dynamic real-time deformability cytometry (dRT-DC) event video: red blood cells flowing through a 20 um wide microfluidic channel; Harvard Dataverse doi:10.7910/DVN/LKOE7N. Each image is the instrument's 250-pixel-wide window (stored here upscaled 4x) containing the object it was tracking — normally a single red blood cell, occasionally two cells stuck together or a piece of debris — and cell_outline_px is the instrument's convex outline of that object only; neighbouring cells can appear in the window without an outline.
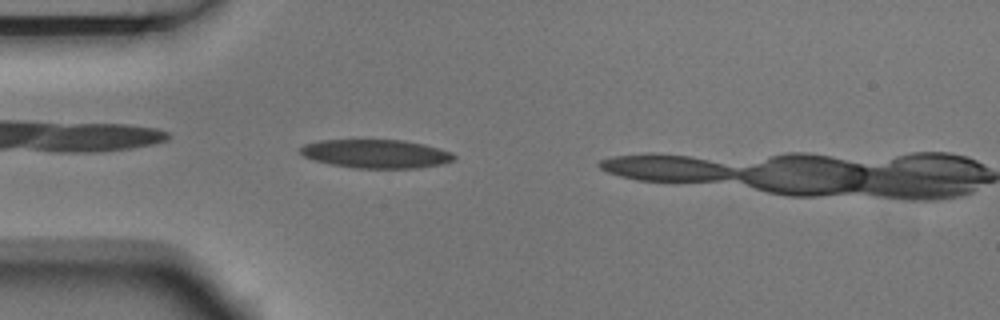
{"species": "Egyptian fruit bat (a non-hibernating species)", "species_latin": "Rousettus aegyptiacus", "temperature_condition": "room temperature", "stored_images_in_passage": 5, "camera_frame_rate_fps": 3000, "um_per_image_px": 0.085, "animal": {"sex": "male"}, "frame": {"image": 1, "passage_image": 4, "time_ms": 1.0, "image_size_px": [1000, 320], "cell_outline_px": [[456, 156], [452, 160], [440, 164], [420, 168], [356, 168], [332, 164], [316, 160], [304, 156], [300, 152], [300, 148], [304, 144], [320, 140], [404, 140], [424, 144], [440, 148], [452, 152]], "centroid_in_image_um": [31.99, 13.06], "position_along_channel_um": 53.0, "area_um2": 25.49}}